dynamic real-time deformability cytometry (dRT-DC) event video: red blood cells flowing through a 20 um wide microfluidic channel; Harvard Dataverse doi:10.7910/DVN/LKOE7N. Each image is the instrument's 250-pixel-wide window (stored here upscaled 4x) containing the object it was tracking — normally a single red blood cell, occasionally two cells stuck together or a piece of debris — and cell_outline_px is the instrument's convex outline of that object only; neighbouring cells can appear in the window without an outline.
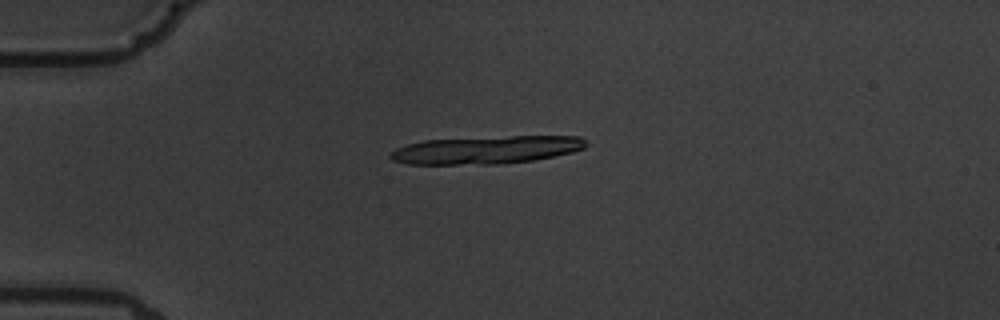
{"species": "common noctule bat (a hibernating species)", "species_latin": "Nyctalus noctula", "temperature_condition": "warm", "stored_images_in_passage": 5, "camera_frame_rate_fps": 3000, "um_per_image_px": 0.085, "animal": {"sex": "male", "body_mass_g": 19.5, "forearm_length_mm": 54.6}, "frame": {"image": 1, "passage_image": 4, "time_ms": 3.333, "image_size_px": [1000, 320], "cell_outline_px": [[588, 144], [584, 148], [572, 152], [532, 160], [500, 164], [408, 164], [392, 160], [388, 156], [396, 148], [408, 144], [424, 140], [512, 136], [580, 136]], "centroid_in_image_um": [41.32, 12.74], "position_along_channel_um": 43.7, "area_um2": 31.56}}